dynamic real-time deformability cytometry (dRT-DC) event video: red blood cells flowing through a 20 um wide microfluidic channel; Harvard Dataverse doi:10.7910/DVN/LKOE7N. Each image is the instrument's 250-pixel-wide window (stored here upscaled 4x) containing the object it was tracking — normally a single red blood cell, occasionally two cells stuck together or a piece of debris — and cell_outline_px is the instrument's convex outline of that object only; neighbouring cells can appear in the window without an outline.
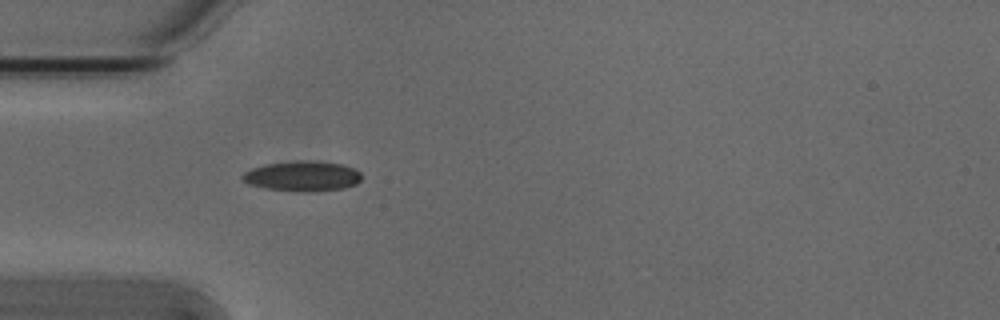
{"species": "Egyptian fruit bat (a non-hibernating species)", "species_latin": "Rousettus aegyptiacus", "temperature_condition": "cold", "stored_images_in_passage": 5, "camera_frame_rate_fps": 3000, "um_per_image_px": 0.085, "animal": {"sex": "male"}, "frame": {"image": 1, "passage_image": 5, "time_ms": 1.333, "image_size_px": [1000, 320], "cell_outline_px": [[360, 180], [356, 184], [344, 188], [316, 192], [304, 192], [264, 188], [248, 184], [240, 176], [244, 172], [252, 168], [264, 164], [292, 160], [316, 160], [344, 164], [356, 168], [360, 172]], "centroid_in_image_um": [25.72, 14.95], "position_along_channel_um": 59.3, "area_um2": 21.44}}